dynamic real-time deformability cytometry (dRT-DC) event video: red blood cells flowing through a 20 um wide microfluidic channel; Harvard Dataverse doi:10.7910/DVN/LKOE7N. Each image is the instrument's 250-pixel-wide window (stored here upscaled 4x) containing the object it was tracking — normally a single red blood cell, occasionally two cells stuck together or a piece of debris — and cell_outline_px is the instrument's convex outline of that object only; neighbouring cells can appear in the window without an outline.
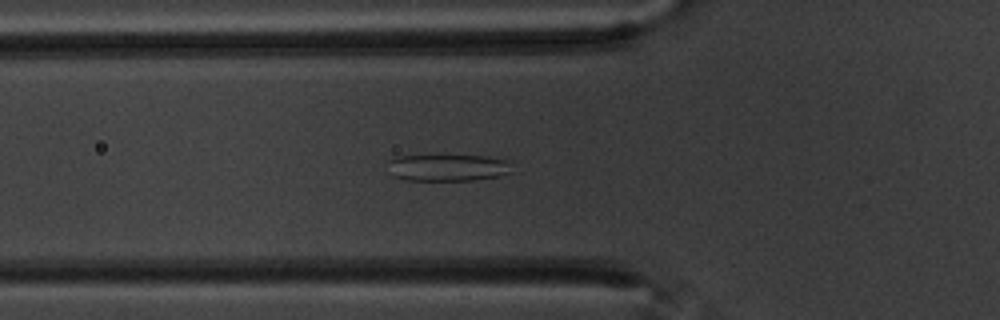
{"species": "common noctule bat (a hibernating species)", "species_latin": "Nyctalus noctula", "temperature_condition": "warm", "stored_images_in_passage": 39, "camera_frame_rate_fps": 3000, "um_per_image_px": 0.085, "animal": {"sex": "male", "body_mass_g": 20.1, "forearm_length_mm": 53.5}, "frame": {"image": 1, "passage_image": 2, "time_ms": 0.333, "image_size_px": [1000, 320], "cell_outline_px": [[512, 172], [496, 176], [472, 180], [408, 180], [392, 176], [388, 160], [400, 156], [488, 156], [508, 160]], "centroid_in_image_um": [38.07, 14.25], "position_along_channel_um": 87.7, "area_um2": 19.13}}
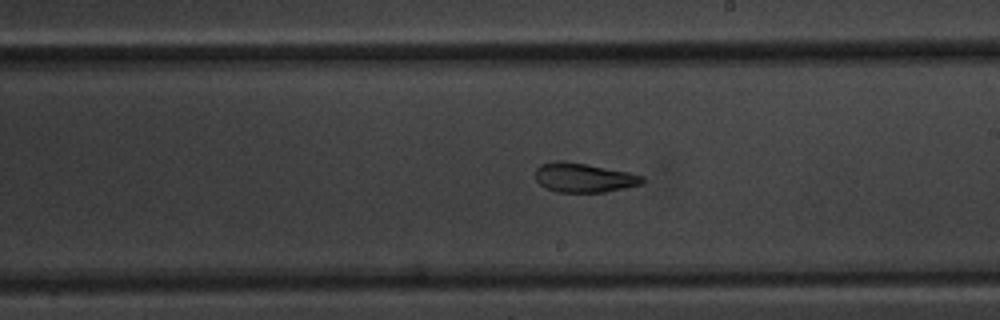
{"frame": {"image": 2, "passage_image": 15, "time_ms": 4.667, "image_size_px": [1000, 320], "cell_outline_px": [[644, 180], [640, 184], [624, 188], [604, 192], [556, 192], [544, 188], [536, 180], [536, 168], [540, 164], [556, 160], [564, 160], [628, 172], [644, 176]], "centroid_in_image_um": [49.57, 15.1], "position_along_channel_um": 239.4, "area_um2": 18.26}}
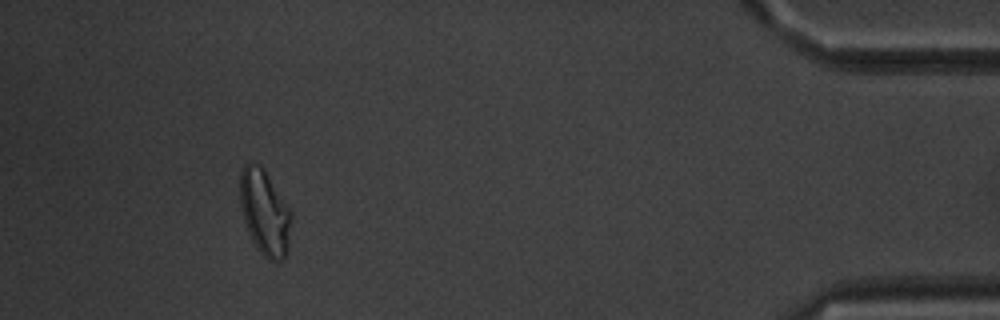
{"frame": {"image": 3, "passage_image": 35, "time_ms": 11.333, "image_size_px": [1000, 320], "cell_outline_px": [[292, 220], [288, 252], [276, 264], [268, 260], [256, 248], [244, 224], [240, 208], [240, 172], [244, 164], [248, 160], [252, 160], [260, 164], [264, 168], [288, 208], [292, 216]], "centroid_in_image_um": [22.48, 18.06], "position_along_channel_um": 412.7, "area_um2": 26.01}}